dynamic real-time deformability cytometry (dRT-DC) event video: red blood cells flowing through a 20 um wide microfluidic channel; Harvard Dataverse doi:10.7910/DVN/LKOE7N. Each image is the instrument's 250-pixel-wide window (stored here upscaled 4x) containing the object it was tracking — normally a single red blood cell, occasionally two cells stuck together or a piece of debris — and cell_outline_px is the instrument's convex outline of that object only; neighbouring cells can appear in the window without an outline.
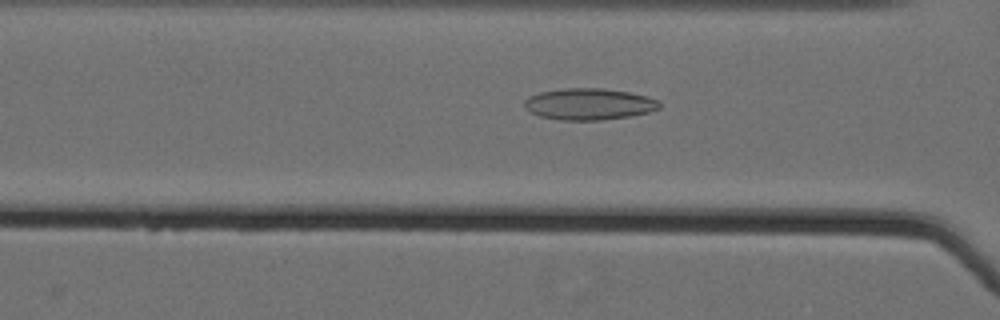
{"species": "Egyptian fruit bat (a non-hibernating species)", "species_latin": "Rousettus aegyptiacus", "temperature_condition": "cold", "stored_images_in_passage": 62, "camera_frame_rate_fps": 3000, "um_per_image_px": 0.085, "animal": {"sex": "female"}, "frame": {"image": 1, "passage_image": 30, "time_ms": 9.667, "image_size_px": [1000, 320], "cell_outline_px": [[660, 108], [648, 112], [628, 116], [600, 120], [560, 120], [540, 116], [528, 112], [524, 108], [524, 100], [528, 96], [540, 92], [564, 88], [604, 88], [628, 92], [648, 96], [660, 100]], "centroid_in_image_um": [50.04, 8.84], "position_along_channel_um": 116.6, "area_um2": 24.97}}
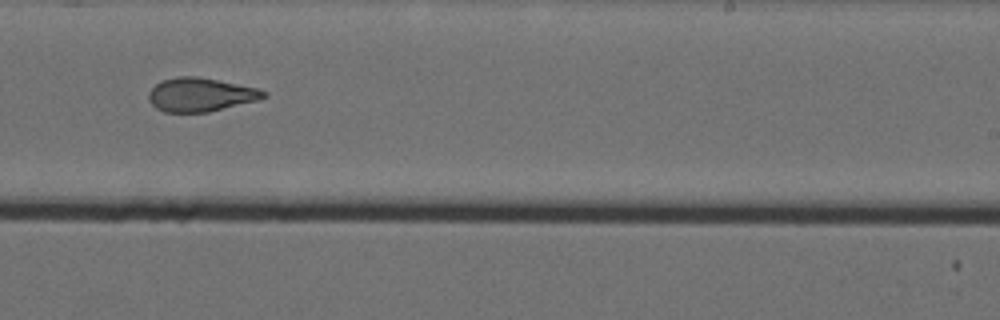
{"frame": {"image": 2, "passage_image": 43, "time_ms": 14.0, "image_size_px": [1000, 320], "cell_outline_px": [[268, 96], [260, 100], [208, 112], [164, 112], [156, 108], [148, 100], [148, 92], [160, 80], [176, 76], [196, 76], [256, 88], [268, 92]], "centroid_in_image_um": [17.03, 8.05], "position_along_channel_um": 272.0, "area_um2": 22.66}}
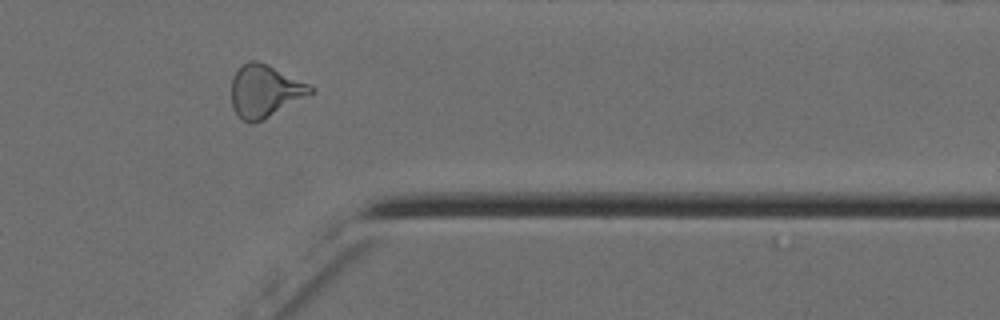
{"frame": {"image": 3, "passage_image": 53, "time_ms": 17.333, "image_size_px": [1000, 320], "cell_outline_px": [[316, 88], [312, 92], [264, 120], [252, 124], [244, 120], [232, 108], [232, 76], [248, 60], [256, 60], [268, 64]], "centroid_in_image_um": [22.49, 7.73], "position_along_channel_um": 388.9, "area_um2": 23.81}, "authors_computed_cell_mechanics": {"area_um2": 24.9985, "velocity_mm_per_s": 3.5805, "shape_relaxation_time_tau1_ms": 9.592, "shape_relaxation_time_tau2_ms": 2.4734, "deformation_change_tau1": 0.193, "deformation_change_tau2": 0.1048}}